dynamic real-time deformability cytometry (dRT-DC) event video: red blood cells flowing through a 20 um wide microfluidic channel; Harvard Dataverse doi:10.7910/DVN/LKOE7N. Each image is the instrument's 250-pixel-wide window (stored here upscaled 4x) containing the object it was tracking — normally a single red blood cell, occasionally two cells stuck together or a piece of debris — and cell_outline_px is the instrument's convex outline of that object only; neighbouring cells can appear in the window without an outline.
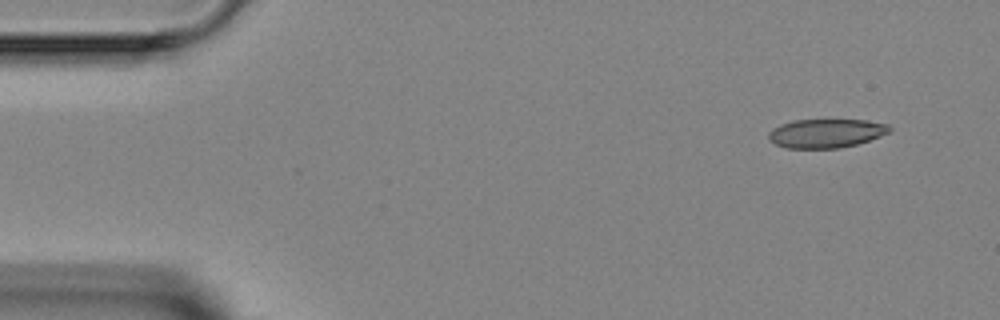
{"species": "Egyptian fruit bat (a non-hibernating species)", "species_latin": "Rousettus aegyptiacus", "temperature_condition": "room temperature", "stored_images_in_passage": 5, "camera_frame_rate_fps": 3000, "um_per_image_px": 0.085, "animal": {"sex": "female"}, "frame": {"image": 1, "passage_image": 1, "time_ms": 0.0, "image_size_px": [1000, 320], "cell_outline_px": [[892, 128], [888, 132], [880, 136], [856, 144], [840, 148], [788, 148], [776, 144], [768, 140], [768, 132], [772, 128], [780, 124], [792, 120], [868, 120], [888, 124]], "centroid_in_image_um": [70.18, 11.32], "position_along_channel_um": 14.8, "area_um2": 20.35}}
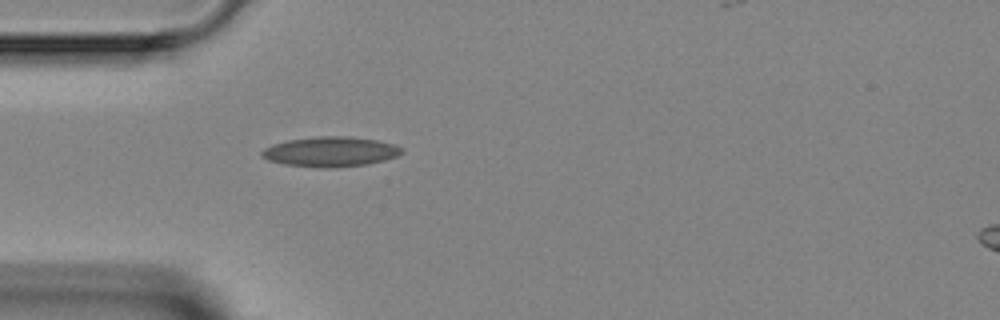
{"frame": {"image": 2, "passage_image": 4, "time_ms": 3.333, "image_size_px": [1000, 320], "cell_outline_px": [[404, 152], [396, 156], [384, 160], [368, 164], [336, 168], [320, 168], [284, 164], [268, 160], [260, 156], [260, 152], [264, 148], [272, 144], [288, 140], [320, 136], [348, 136], [376, 140], [396, 144], [404, 148]], "centroid_in_image_um": [28.1, 12.9], "position_along_channel_um": 56.9, "area_um2": 24.68}}